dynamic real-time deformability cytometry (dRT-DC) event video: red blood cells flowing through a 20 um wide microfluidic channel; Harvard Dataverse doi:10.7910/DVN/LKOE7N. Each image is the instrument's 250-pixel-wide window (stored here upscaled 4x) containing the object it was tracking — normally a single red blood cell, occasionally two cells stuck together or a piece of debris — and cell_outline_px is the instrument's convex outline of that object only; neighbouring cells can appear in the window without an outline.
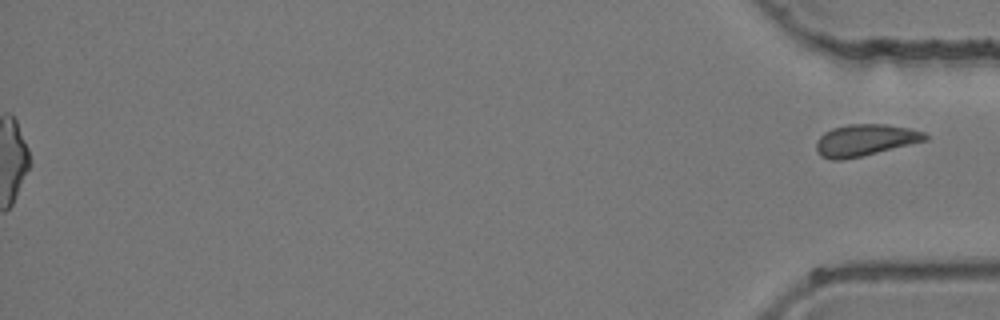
{"species": "common noctule bat (a hibernating species)", "species_latin": "Nyctalus noctula", "temperature_condition": "room temperature", "stored_images_in_passage": 44, "segment_of_instrument_passage": [2, 2], "camera_frame_rate_fps": 3000, "um_per_image_px": 0.085, "animal": {"sex": "female", "body_mass_g": 24.6, "forearm_length_mm": 56.2}, "frame": {"image": 1, "passage_image": 44, "time_ms": 14.333, "image_size_px": [1000, 320], "cell_outline_px": [[928, 140], [844, 160], [832, 160], [820, 156], [816, 152], [816, 140], [824, 132], [832, 128], [848, 124], [888, 124], [908, 128], [924, 132], [928, 136]], "centroid_in_image_um": [73.5, 11.91], "position_along_channel_um": 361.7, "area_um2": 20.17}}